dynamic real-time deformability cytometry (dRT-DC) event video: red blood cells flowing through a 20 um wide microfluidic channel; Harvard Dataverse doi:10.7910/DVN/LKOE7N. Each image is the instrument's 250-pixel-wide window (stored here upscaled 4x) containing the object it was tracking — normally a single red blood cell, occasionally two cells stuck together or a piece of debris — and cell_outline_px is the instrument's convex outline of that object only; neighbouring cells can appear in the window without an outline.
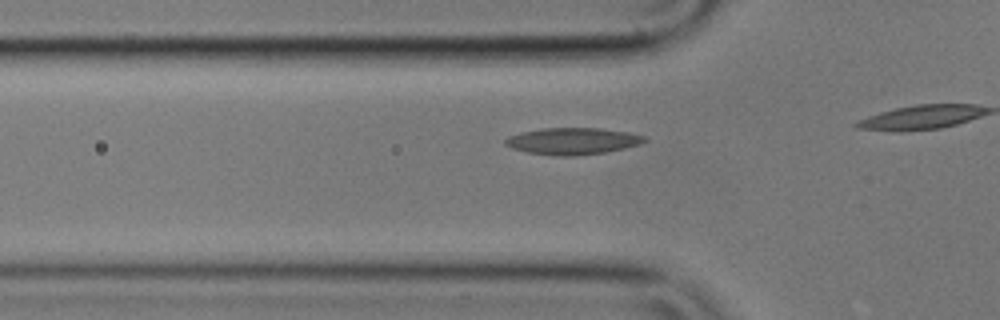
{"species": "common noctule bat (a hibernating species)", "species_latin": "Nyctalus noctula", "temperature_condition": "cold", "stored_images_in_passage": 7, "camera_frame_rate_fps": 3000, "um_per_image_px": 0.085, "animal": {"sex": "male", "body_mass_g": 17.9}, "frame": {"image": 1, "passage_image": 2, "time_ms": 0.333, "image_size_px": [1000, 320], "cell_outline_px": [[648, 140], [640, 144], [624, 148], [604, 152], [572, 156], [560, 156], [528, 152], [512, 148], [504, 144], [504, 140], [508, 136], [520, 132], [540, 128], [600, 128], [628, 132], [644, 136]], "centroid_in_image_um": [48.65, 11.98], "position_along_channel_um": 77.2, "area_um2": 21.62}}
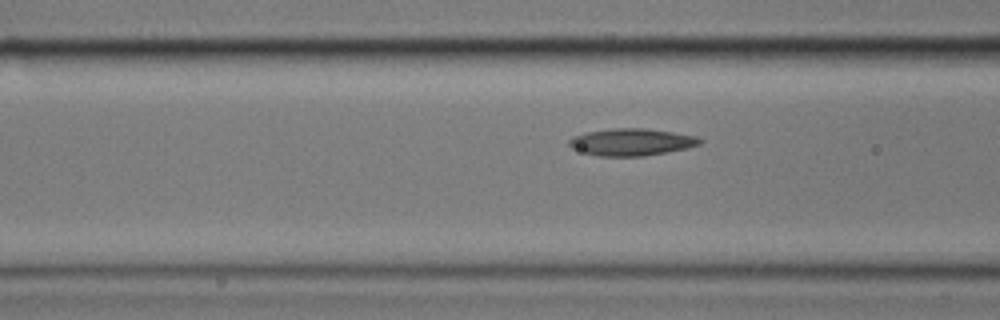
{"frame": {"image": 2, "passage_image": 5, "time_ms": 1.333, "image_size_px": [1000, 320], "cell_outline_px": [[704, 140], [700, 144], [688, 148], [644, 156], [600, 156], [584, 152], [572, 148], [568, 144], [568, 140], [572, 136], [584, 132], [612, 128], [644, 128], [672, 132], [696, 136]], "centroid_in_image_um": [53.66, 12.07], "position_along_channel_um": 112.9, "area_um2": 20.69}}